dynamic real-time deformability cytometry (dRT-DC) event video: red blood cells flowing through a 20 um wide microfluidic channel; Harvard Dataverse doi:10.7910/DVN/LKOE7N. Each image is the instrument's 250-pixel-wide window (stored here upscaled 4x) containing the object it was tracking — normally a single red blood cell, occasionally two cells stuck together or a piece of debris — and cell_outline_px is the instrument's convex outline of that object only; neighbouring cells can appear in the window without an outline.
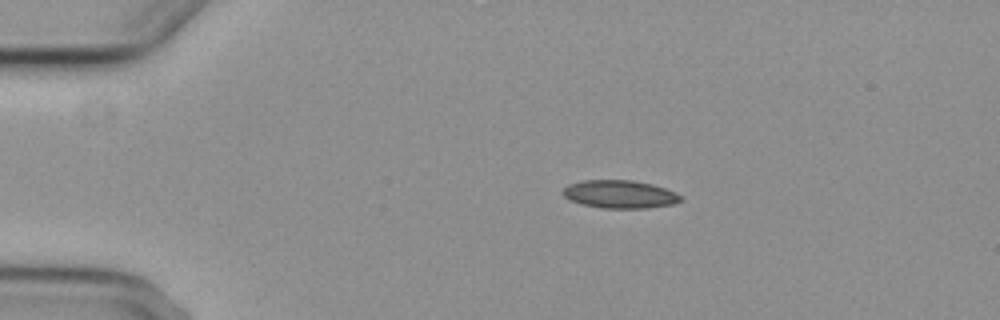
{"species": "common noctule bat (a hibernating species)", "species_latin": "Nyctalus noctula", "temperature_condition": "cold", "stored_images_in_passage": 5, "camera_frame_rate_fps": 3000, "um_per_image_px": 0.085, "animal": {"sex": "female", "body_mass_g": 29.2, "forearm_length_mm": 56.3}, "frame": {"image": 1, "passage_image": 2, "time_ms": 1.333, "image_size_px": [1000, 320], "cell_outline_px": [[684, 200], [672, 204], [648, 208], [600, 208], [580, 204], [568, 200], [564, 196], [564, 188], [568, 184], [580, 180], [632, 180], [652, 184], [676, 192], [684, 196]], "centroid_in_image_um": [52.69, 16.51], "position_along_channel_um": 32.3, "area_um2": 19.48}}
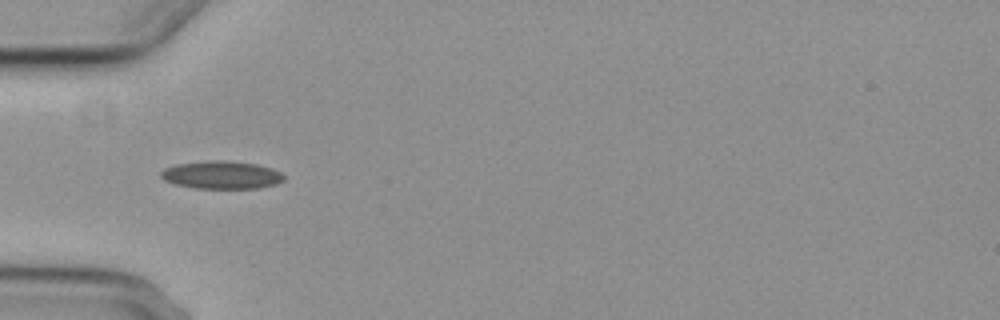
{"frame": {"image": 2, "passage_image": 4, "time_ms": 3.667, "image_size_px": [1000, 320], "cell_outline_px": [[284, 180], [276, 184], [260, 188], [196, 188], [176, 184], [164, 180], [160, 176], [160, 172], [164, 168], [176, 164], [208, 160], [228, 160], [256, 164], [272, 168], [280, 172], [284, 176]], "centroid_in_image_um": [18.83, 14.86], "position_along_channel_um": 66.2, "area_um2": 20.06}}
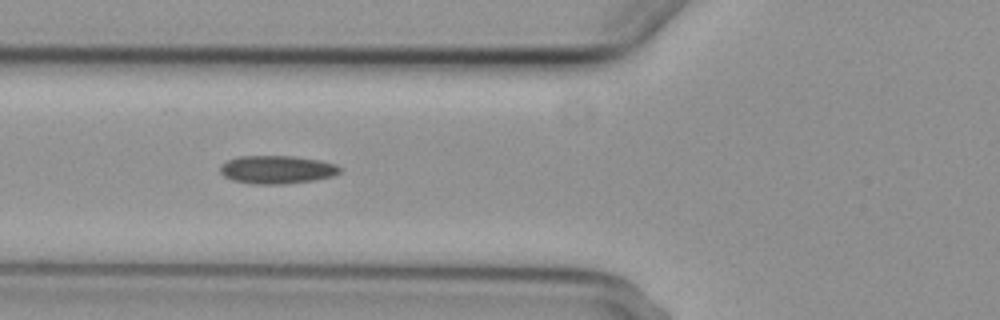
{"frame": {"image": 3, "passage_image": 5, "time_ms": 4.667, "image_size_px": [1000, 320], "cell_outline_px": [[340, 172], [332, 176], [312, 180], [284, 184], [252, 184], [232, 180], [224, 176], [220, 172], [220, 164], [228, 160], [240, 156], [292, 156], [320, 160], [336, 164], [340, 168]], "centroid_in_image_um": [23.51, 14.41], "position_along_channel_um": 102.3, "area_um2": 19.59}}